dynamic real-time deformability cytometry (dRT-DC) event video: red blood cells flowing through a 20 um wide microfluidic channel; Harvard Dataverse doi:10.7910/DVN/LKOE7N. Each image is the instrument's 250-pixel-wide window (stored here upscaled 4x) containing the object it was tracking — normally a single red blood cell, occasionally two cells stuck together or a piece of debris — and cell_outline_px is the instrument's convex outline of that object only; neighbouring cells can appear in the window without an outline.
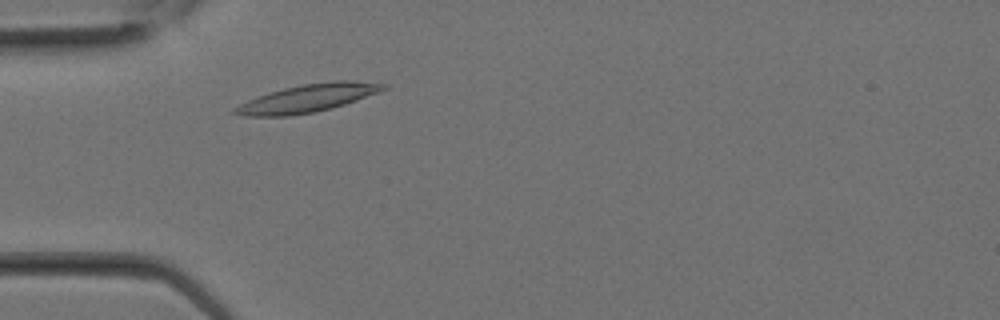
{"species": "Egyptian fruit bat (a non-hibernating species)", "species_latin": "Rousettus aegyptiacus", "temperature_condition": "room temperature", "stored_images_in_passage": 4, "camera_frame_rate_fps": 3000, "um_per_image_px": 0.085, "animal": {"sex": "female"}, "frame": {"image": 1, "passage_image": 4, "time_ms": 1.0, "image_size_px": [1000, 320], "cell_outline_px": [[388, 88], [380, 92], [332, 108], [316, 112], [288, 116], [244, 116], [232, 112], [232, 108], [248, 100], [284, 88], [304, 84], [332, 80], [352, 80], [388, 84]], "centroid_in_image_um": [26.21, 8.34], "position_along_channel_um": 58.8, "area_um2": 24.04}}